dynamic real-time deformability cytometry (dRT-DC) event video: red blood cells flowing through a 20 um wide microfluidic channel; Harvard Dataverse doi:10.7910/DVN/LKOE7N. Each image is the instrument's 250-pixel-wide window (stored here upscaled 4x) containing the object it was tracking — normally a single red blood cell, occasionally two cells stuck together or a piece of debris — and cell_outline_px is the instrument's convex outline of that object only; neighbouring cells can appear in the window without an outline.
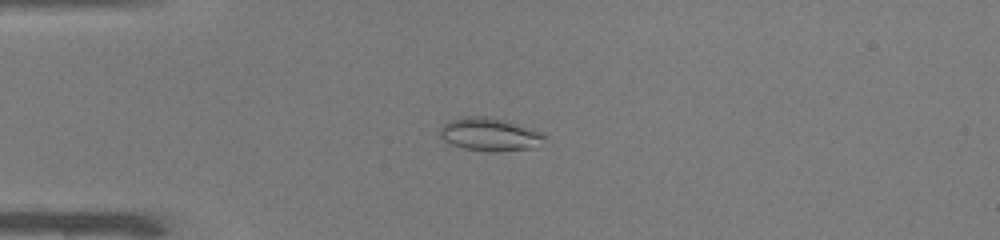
{"species": "common noctule bat (a hibernating species)", "species_latin": "Nyctalus noctula", "temperature_condition": "warm", "stored_images_in_passage": 39, "camera_frame_rate_fps": 3000, "um_per_image_px": 0.085, "animal": {"sex": "male", "body_mass_g": 19.0, "forearm_length_mm": 50.8}, "frame": {"image": 1, "passage_image": 2, "time_ms": 0.333, "image_size_px": [1000, 240], "cell_outline_px": [[548, 136], [528, 148], [492, 152], [488, 152], [464, 148], [452, 144], [444, 140], [440, 136], [440, 128], [444, 124], [452, 120], [472, 116], [484, 116], [504, 120], [544, 132]], "centroid_in_image_um": [41.61, 11.42], "position_along_channel_um": 43.4, "area_um2": 19.65}}
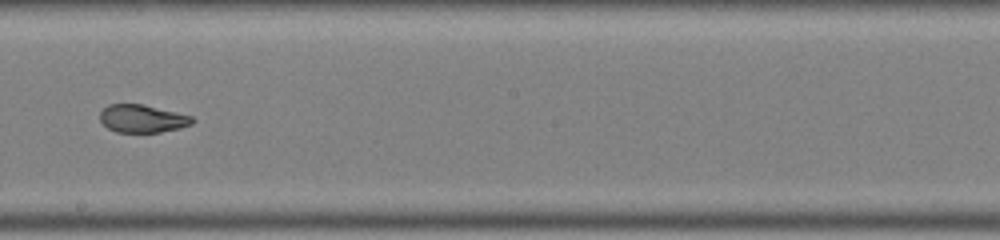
{"frame": {"image": 2, "passage_image": 18, "time_ms": 5.667, "image_size_px": [1000, 240], "cell_outline_px": [[196, 120], [192, 124], [180, 128], [160, 132], [116, 132], [108, 128], [100, 120], [100, 112], [108, 104], [140, 104], [176, 112], [192, 116]], "centroid_in_image_um": [12.11, 10.09], "position_along_channel_um": 236.1, "area_um2": 14.91}}
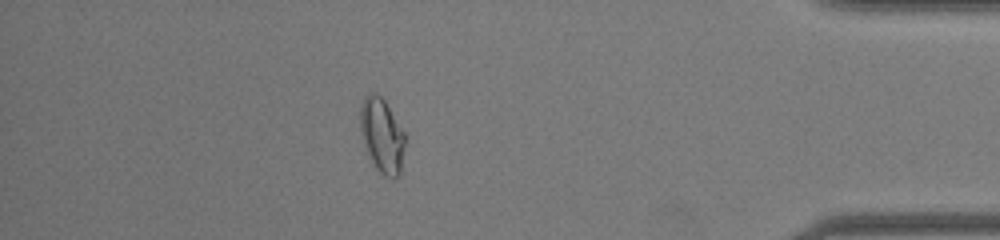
{"frame": {"image": 3, "passage_image": 33, "time_ms": 10.667, "image_size_px": [1000, 240], "cell_outline_px": [[404, 144], [400, 172], [396, 180], [392, 180], [384, 176], [372, 164], [364, 148], [360, 132], [360, 108], [364, 96], [368, 92], [376, 92], [384, 100], [404, 132]], "centroid_in_image_um": [32.43, 11.53], "position_along_channel_um": 402.8, "area_um2": 19.65}}